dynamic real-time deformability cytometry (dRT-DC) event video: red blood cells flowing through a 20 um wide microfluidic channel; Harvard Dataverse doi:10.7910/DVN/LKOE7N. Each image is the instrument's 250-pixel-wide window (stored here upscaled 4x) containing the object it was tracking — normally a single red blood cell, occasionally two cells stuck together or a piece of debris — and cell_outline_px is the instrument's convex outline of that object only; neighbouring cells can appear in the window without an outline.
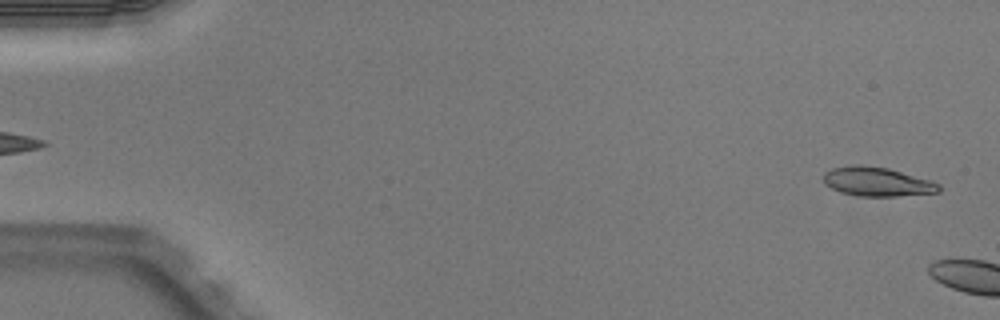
{"species": "Egyptian fruit bat (a non-hibernating species)", "species_latin": "Rousettus aegyptiacus", "temperature_condition": "warm", "stored_images_in_passage": 4, "segment_of_instrument_passage": [2, 2], "camera_frame_rate_fps": 3000, "um_per_image_px": 0.085, "animal": {"sex": "male"}, "frame": {"image": 1, "passage_image": 4, "time_ms": 1.0, "image_size_px": [1000, 320], "cell_outline_px": [[940, 192], [896, 196], [860, 196], [840, 192], [824, 184], [824, 172], [832, 168], [848, 164], [860, 164], [888, 168], [932, 180], [940, 184]], "centroid_in_image_um": [74.55, 15.43], "position_along_channel_um": 10.5, "area_um2": 19.77}}